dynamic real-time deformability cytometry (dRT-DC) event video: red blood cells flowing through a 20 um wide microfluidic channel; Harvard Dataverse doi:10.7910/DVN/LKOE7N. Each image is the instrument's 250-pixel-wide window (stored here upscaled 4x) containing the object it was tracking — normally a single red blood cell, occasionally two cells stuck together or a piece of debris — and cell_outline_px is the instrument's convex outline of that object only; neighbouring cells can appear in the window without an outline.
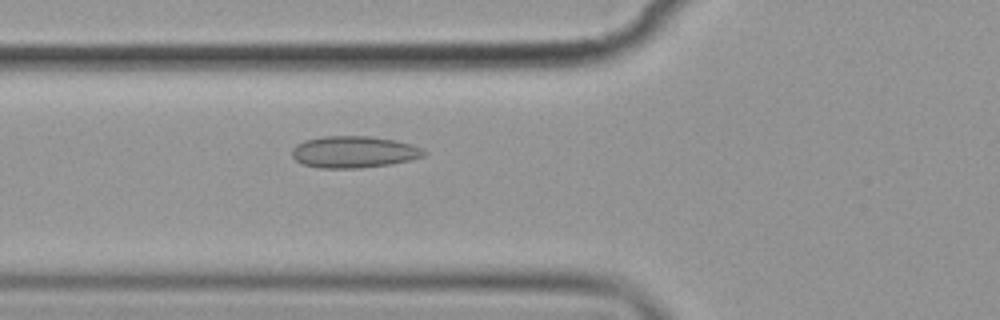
{"species": "common noctule bat (a hibernating species)", "species_latin": "Nyctalus noctula", "temperature_condition": "cold", "stored_images_in_passage": 6, "camera_frame_rate_fps": 3000, "um_per_image_px": 0.085, "animal": {"sex": "female", "body_mass_g": 19.9}, "frame": {"image": 1, "passage_image": 6, "time_ms": 6.667, "image_size_px": [1000, 320], "cell_outline_px": [[428, 152], [424, 156], [392, 164], [360, 168], [320, 168], [304, 164], [296, 160], [292, 156], [292, 148], [296, 144], [304, 140], [324, 136], [372, 136], [396, 140], [412, 144], [424, 148]], "centroid_in_image_um": [30.11, 12.91], "position_along_channel_um": 95.7, "area_um2": 24.62}}